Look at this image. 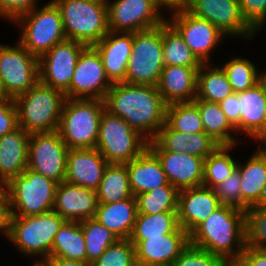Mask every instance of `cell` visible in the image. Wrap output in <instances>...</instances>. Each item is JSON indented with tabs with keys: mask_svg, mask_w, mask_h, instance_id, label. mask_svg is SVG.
Here are the masks:
<instances>
[{
	"mask_svg": "<svg viewBox=\"0 0 266 266\" xmlns=\"http://www.w3.org/2000/svg\"><path fill=\"white\" fill-rule=\"evenodd\" d=\"M105 109L124 119L148 141L166 123V107L157 86L115 83L104 99Z\"/></svg>",
	"mask_w": 266,
	"mask_h": 266,
	"instance_id": "obj_1",
	"label": "cell"
},
{
	"mask_svg": "<svg viewBox=\"0 0 266 266\" xmlns=\"http://www.w3.org/2000/svg\"><path fill=\"white\" fill-rule=\"evenodd\" d=\"M189 243L226 261L240 258L246 248L245 212L222 205L189 234Z\"/></svg>",
	"mask_w": 266,
	"mask_h": 266,
	"instance_id": "obj_2",
	"label": "cell"
},
{
	"mask_svg": "<svg viewBox=\"0 0 266 266\" xmlns=\"http://www.w3.org/2000/svg\"><path fill=\"white\" fill-rule=\"evenodd\" d=\"M65 220L55 211L36 216H8L7 239L26 256L41 258L44 263L51 254L56 233Z\"/></svg>",
	"mask_w": 266,
	"mask_h": 266,
	"instance_id": "obj_3",
	"label": "cell"
},
{
	"mask_svg": "<svg viewBox=\"0 0 266 266\" xmlns=\"http://www.w3.org/2000/svg\"><path fill=\"white\" fill-rule=\"evenodd\" d=\"M57 185L26 168L5 185L8 216H36L52 211Z\"/></svg>",
	"mask_w": 266,
	"mask_h": 266,
	"instance_id": "obj_4",
	"label": "cell"
},
{
	"mask_svg": "<svg viewBox=\"0 0 266 266\" xmlns=\"http://www.w3.org/2000/svg\"><path fill=\"white\" fill-rule=\"evenodd\" d=\"M66 99L60 90L38 81L14 99L19 127L28 133L56 131Z\"/></svg>",
	"mask_w": 266,
	"mask_h": 266,
	"instance_id": "obj_5",
	"label": "cell"
},
{
	"mask_svg": "<svg viewBox=\"0 0 266 266\" xmlns=\"http://www.w3.org/2000/svg\"><path fill=\"white\" fill-rule=\"evenodd\" d=\"M104 109V100L66 99L57 131L69 149L96 147Z\"/></svg>",
	"mask_w": 266,
	"mask_h": 266,
	"instance_id": "obj_6",
	"label": "cell"
},
{
	"mask_svg": "<svg viewBox=\"0 0 266 266\" xmlns=\"http://www.w3.org/2000/svg\"><path fill=\"white\" fill-rule=\"evenodd\" d=\"M52 1L61 12L67 40L93 46L109 32L106 0Z\"/></svg>",
	"mask_w": 266,
	"mask_h": 266,
	"instance_id": "obj_7",
	"label": "cell"
},
{
	"mask_svg": "<svg viewBox=\"0 0 266 266\" xmlns=\"http://www.w3.org/2000/svg\"><path fill=\"white\" fill-rule=\"evenodd\" d=\"M13 23L21 27L17 41L38 58L67 39L61 12L52 0L21 15Z\"/></svg>",
	"mask_w": 266,
	"mask_h": 266,
	"instance_id": "obj_8",
	"label": "cell"
},
{
	"mask_svg": "<svg viewBox=\"0 0 266 266\" xmlns=\"http://www.w3.org/2000/svg\"><path fill=\"white\" fill-rule=\"evenodd\" d=\"M148 142L124 119L104 109L95 148L108 163L130 162L148 147Z\"/></svg>",
	"mask_w": 266,
	"mask_h": 266,
	"instance_id": "obj_9",
	"label": "cell"
},
{
	"mask_svg": "<svg viewBox=\"0 0 266 266\" xmlns=\"http://www.w3.org/2000/svg\"><path fill=\"white\" fill-rule=\"evenodd\" d=\"M125 83L157 86L164 68L162 24L133 33Z\"/></svg>",
	"mask_w": 266,
	"mask_h": 266,
	"instance_id": "obj_10",
	"label": "cell"
},
{
	"mask_svg": "<svg viewBox=\"0 0 266 266\" xmlns=\"http://www.w3.org/2000/svg\"><path fill=\"white\" fill-rule=\"evenodd\" d=\"M13 45L0 43V79L6 96L15 99L39 81V63L18 41Z\"/></svg>",
	"mask_w": 266,
	"mask_h": 266,
	"instance_id": "obj_11",
	"label": "cell"
},
{
	"mask_svg": "<svg viewBox=\"0 0 266 266\" xmlns=\"http://www.w3.org/2000/svg\"><path fill=\"white\" fill-rule=\"evenodd\" d=\"M68 152L57 130L30 133L27 168L62 183L66 178Z\"/></svg>",
	"mask_w": 266,
	"mask_h": 266,
	"instance_id": "obj_12",
	"label": "cell"
},
{
	"mask_svg": "<svg viewBox=\"0 0 266 266\" xmlns=\"http://www.w3.org/2000/svg\"><path fill=\"white\" fill-rule=\"evenodd\" d=\"M86 44L74 40H65L38 58L39 81L60 90L70 98V83L74 69Z\"/></svg>",
	"mask_w": 266,
	"mask_h": 266,
	"instance_id": "obj_13",
	"label": "cell"
},
{
	"mask_svg": "<svg viewBox=\"0 0 266 266\" xmlns=\"http://www.w3.org/2000/svg\"><path fill=\"white\" fill-rule=\"evenodd\" d=\"M184 7L193 15L206 19L224 35L252 39L258 34L244 19L239 0H189Z\"/></svg>",
	"mask_w": 266,
	"mask_h": 266,
	"instance_id": "obj_14",
	"label": "cell"
},
{
	"mask_svg": "<svg viewBox=\"0 0 266 266\" xmlns=\"http://www.w3.org/2000/svg\"><path fill=\"white\" fill-rule=\"evenodd\" d=\"M112 32L134 33L158 26L167 19L152 0H106Z\"/></svg>",
	"mask_w": 266,
	"mask_h": 266,
	"instance_id": "obj_15",
	"label": "cell"
},
{
	"mask_svg": "<svg viewBox=\"0 0 266 266\" xmlns=\"http://www.w3.org/2000/svg\"><path fill=\"white\" fill-rule=\"evenodd\" d=\"M167 21L180 33L201 63H209L212 50L222 38H227L208 20L193 15L184 6L172 12Z\"/></svg>",
	"mask_w": 266,
	"mask_h": 266,
	"instance_id": "obj_16",
	"label": "cell"
},
{
	"mask_svg": "<svg viewBox=\"0 0 266 266\" xmlns=\"http://www.w3.org/2000/svg\"><path fill=\"white\" fill-rule=\"evenodd\" d=\"M112 85L100 54L93 46H87L81 52L74 69L70 98L104 100Z\"/></svg>",
	"mask_w": 266,
	"mask_h": 266,
	"instance_id": "obj_17",
	"label": "cell"
},
{
	"mask_svg": "<svg viewBox=\"0 0 266 266\" xmlns=\"http://www.w3.org/2000/svg\"><path fill=\"white\" fill-rule=\"evenodd\" d=\"M148 147L159 158L169 184L178 190L203 185L205 159L182 152L165 151L154 140L148 142Z\"/></svg>",
	"mask_w": 266,
	"mask_h": 266,
	"instance_id": "obj_18",
	"label": "cell"
},
{
	"mask_svg": "<svg viewBox=\"0 0 266 266\" xmlns=\"http://www.w3.org/2000/svg\"><path fill=\"white\" fill-rule=\"evenodd\" d=\"M130 241L135 246L138 266H172L189 244V234L180 227L175 233L162 237Z\"/></svg>",
	"mask_w": 266,
	"mask_h": 266,
	"instance_id": "obj_19",
	"label": "cell"
},
{
	"mask_svg": "<svg viewBox=\"0 0 266 266\" xmlns=\"http://www.w3.org/2000/svg\"><path fill=\"white\" fill-rule=\"evenodd\" d=\"M221 206L213 188L202 185L179 190L177 209L179 226L190 234Z\"/></svg>",
	"mask_w": 266,
	"mask_h": 266,
	"instance_id": "obj_20",
	"label": "cell"
},
{
	"mask_svg": "<svg viewBox=\"0 0 266 266\" xmlns=\"http://www.w3.org/2000/svg\"><path fill=\"white\" fill-rule=\"evenodd\" d=\"M97 192L93 189L66 183L56 188L53 211L65 221L94 218L97 210Z\"/></svg>",
	"mask_w": 266,
	"mask_h": 266,
	"instance_id": "obj_21",
	"label": "cell"
},
{
	"mask_svg": "<svg viewBox=\"0 0 266 266\" xmlns=\"http://www.w3.org/2000/svg\"><path fill=\"white\" fill-rule=\"evenodd\" d=\"M108 162L96 149H69L65 182L97 190Z\"/></svg>",
	"mask_w": 266,
	"mask_h": 266,
	"instance_id": "obj_22",
	"label": "cell"
},
{
	"mask_svg": "<svg viewBox=\"0 0 266 266\" xmlns=\"http://www.w3.org/2000/svg\"><path fill=\"white\" fill-rule=\"evenodd\" d=\"M133 44V33L109 31L93 47L101 56L105 73L112 84L125 82Z\"/></svg>",
	"mask_w": 266,
	"mask_h": 266,
	"instance_id": "obj_23",
	"label": "cell"
},
{
	"mask_svg": "<svg viewBox=\"0 0 266 266\" xmlns=\"http://www.w3.org/2000/svg\"><path fill=\"white\" fill-rule=\"evenodd\" d=\"M200 67L164 66L157 85L164 102H192L197 96Z\"/></svg>",
	"mask_w": 266,
	"mask_h": 266,
	"instance_id": "obj_24",
	"label": "cell"
},
{
	"mask_svg": "<svg viewBox=\"0 0 266 266\" xmlns=\"http://www.w3.org/2000/svg\"><path fill=\"white\" fill-rule=\"evenodd\" d=\"M239 96V134L245 133L256 142L266 136V94L257 83L250 89L238 93Z\"/></svg>",
	"mask_w": 266,
	"mask_h": 266,
	"instance_id": "obj_25",
	"label": "cell"
},
{
	"mask_svg": "<svg viewBox=\"0 0 266 266\" xmlns=\"http://www.w3.org/2000/svg\"><path fill=\"white\" fill-rule=\"evenodd\" d=\"M163 150L182 152L206 159L220 144L210 135L202 133L185 134L173 130L165 123L153 139Z\"/></svg>",
	"mask_w": 266,
	"mask_h": 266,
	"instance_id": "obj_26",
	"label": "cell"
},
{
	"mask_svg": "<svg viewBox=\"0 0 266 266\" xmlns=\"http://www.w3.org/2000/svg\"><path fill=\"white\" fill-rule=\"evenodd\" d=\"M29 136L18 127L0 138V180L5 185L28 167Z\"/></svg>",
	"mask_w": 266,
	"mask_h": 266,
	"instance_id": "obj_27",
	"label": "cell"
},
{
	"mask_svg": "<svg viewBox=\"0 0 266 266\" xmlns=\"http://www.w3.org/2000/svg\"><path fill=\"white\" fill-rule=\"evenodd\" d=\"M127 170L130 189L134 196L169 183L159 158L149 147L127 163Z\"/></svg>",
	"mask_w": 266,
	"mask_h": 266,
	"instance_id": "obj_28",
	"label": "cell"
},
{
	"mask_svg": "<svg viewBox=\"0 0 266 266\" xmlns=\"http://www.w3.org/2000/svg\"><path fill=\"white\" fill-rule=\"evenodd\" d=\"M236 168L241 177V211L245 212L259 203L266 183V152L259 146L245 164L238 162Z\"/></svg>",
	"mask_w": 266,
	"mask_h": 266,
	"instance_id": "obj_29",
	"label": "cell"
},
{
	"mask_svg": "<svg viewBox=\"0 0 266 266\" xmlns=\"http://www.w3.org/2000/svg\"><path fill=\"white\" fill-rule=\"evenodd\" d=\"M137 216L135 196L126 200L103 204L98 203L95 219L111 230L118 239H129Z\"/></svg>",
	"mask_w": 266,
	"mask_h": 266,
	"instance_id": "obj_30",
	"label": "cell"
},
{
	"mask_svg": "<svg viewBox=\"0 0 266 266\" xmlns=\"http://www.w3.org/2000/svg\"><path fill=\"white\" fill-rule=\"evenodd\" d=\"M197 105L204 133L210 135L220 145L237 146L238 139H235V127L229 122L219 103L205 100H193Z\"/></svg>",
	"mask_w": 266,
	"mask_h": 266,
	"instance_id": "obj_31",
	"label": "cell"
},
{
	"mask_svg": "<svg viewBox=\"0 0 266 266\" xmlns=\"http://www.w3.org/2000/svg\"><path fill=\"white\" fill-rule=\"evenodd\" d=\"M96 192L98 203L103 204L115 203L133 197L129 185L127 163H109Z\"/></svg>",
	"mask_w": 266,
	"mask_h": 266,
	"instance_id": "obj_32",
	"label": "cell"
},
{
	"mask_svg": "<svg viewBox=\"0 0 266 266\" xmlns=\"http://www.w3.org/2000/svg\"><path fill=\"white\" fill-rule=\"evenodd\" d=\"M50 257L87 263L84 234L79 221H65L55 235Z\"/></svg>",
	"mask_w": 266,
	"mask_h": 266,
	"instance_id": "obj_33",
	"label": "cell"
},
{
	"mask_svg": "<svg viewBox=\"0 0 266 266\" xmlns=\"http://www.w3.org/2000/svg\"><path fill=\"white\" fill-rule=\"evenodd\" d=\"M202 63L198 70L197 96L194 100L219 103L233 93L221 66Z\"/></svg>",
	"mask_w": 266,
	"mask_h": 266,
	"instance_id": "obj_34",
	"label": "cell"
},
{
	"mask_svg": "<svg viewBox=\"0 0 266 266\" xmlns=\"http://www.w3.org/2000/svg\"><path fill=\"white\" fill-rule=\"evenodd\" d=\"M162 45L164 66H201L183 37L167 20L162 23Z\"/></svg>",
	"mask_w": 266,
	"mask_h": 266,
	"instance_id": "obj_35",
	"label": "cell"
},
{
	"mask_svg": "<svg viewBox=\"0 0 266 266\" xmlns=\"http://www.w3.org/2000/svg\"><path fill=\"white\" fill-rule=\"evenodd\" d=\"M180 228L177 212L153 215L137 214L130 240H145L147 237H162L175 233Z\"/></svg>",
	"mask_w": 266,
	"mask_h": 266,
	"instance_id": "obj_36",
	"label": "cell"
},
{
	"mask_svg": "<svg viewBox=\"0 0 266 266\" xmlns=\"http://www.w3.org/2000/svg\"><path fill=\"white\" fill-rule=\"evenodd\" d=\"M179 190L171 184L135 195L137 214L177 212Z\"/></svg>",
	"mask_w": 266,
	"mask_h": 266,
	"instance_id": "obj_37",
	"label": "cell"
},
{
	"mask_svg": "<svg viewBox=\"0 0 266 266\" xmlns=\"http://www.w3.org/2000/svg\"><path fill=\"white\" fill-rule=\"evenodd\" d=\"M84 234L87 264L94 263L118 238L95 218L80 221Z\"/></svg>",
	"mask_w": 266,
	"mask_h": 266,
	"instance_id": "obj_38",
	"label": "cell"
},
{
	"mask_svg": "<svg viewBox=\"0 0 266 266\" xmlns=\"http://www.w3.org/2000/svg\"><path fill=\"white\" fill-rule=\"evenodd\" d=\"M235 146L220 145L204 161L203 186L215 188L225 181L237 167L235 159L229 155ZM229 152V153H228Z\"/></svg>",
	"mask_w": 266,
	"mask_h": 266,
	"instance_id": "obj_39",
	"label": "cell"
},
{
	"mask_svg": "<svg viewBox=\"0 0 266 266\" xmlns=\"http://www.w3.org/2000/svg\"><path fill=\"white\" fill-rule=\"evenodd\" d=\"M166 123L173 130L185 134L204 132L199 109L193 101L167 105Z\"/></svg>",
	"mask_w": 266,
	"mask_h": 266,
	"instance_id": "obj_40",
	"label": "cell"
},
{
	"mask_svg": "<svg viewBox=\"0 0 266 266\" xmlns=\"http://www.w3.org/2000/svg\"><path fill=\"white\" fill-rule=\"evenodd\" d=\"M231 85L233 93L243 92L259 81V70L247 58L235 57L221 66Z\"/></svg>",
	"mask_w": 266,
	"mask_h": 266,
	"instance_id": "obj_41",
	"label": "cell"
},
{
	"mask_svg": "<svg viewBox=\"0 0 266 266\" xmlns=\"http://www.w3.org/2000/svg\"><path fill=\"white\" fill-rule=\"evenodd\" d=\"M246 248L266 250V207H250L245 211Z\"/></svg>",
	"mask_w": 266,
	"mask_h": 266,
	"instance_id": "obj_42",
	"label": "cell"
},
{
	"mask_svg": "<svg viewBox=\"0 0 266 266\" xmlns=\"http://www.w3.org/2000/svg\"><path fill=\"white\" fill-rule=\"evenodd\" d=\"M91 266H138L130 239H118Z\"/></svg>",
	"mask_w": 266,
	"mask_h": 266,
	"instance_id": "obj_43",
	"label": "cell"
},
{
	"mask_svg": "<svg viewBox=\"0 0 266 266\" xmlns=\"http://www.w3.org/2000/svg\"><path fill=\"white\" fill-rule=\"evenodd\" d=\"M172 266H227V261L189 243Z\"/></svg>",
	"mask_w": 266,
	"mask_h": 266,
	"instance_id": "obj_44",
	"label": "cell"
},
{
	"mask_svg": "<svg viewBox=\"0 0 266 266\" xmlns=\"http://www.w3.org/2000/svg\"><path fill=\"white\" fill-rule=\"evenodd\" d=\"M241 177L237 168L223 182L214 189L221 205L230 206L241 210Z\"/></svg>",
	"mask_w": 266,
	"mask_h": 266,
	"instance_id": "obj_45",
	"label": "cell"
},
{
	"mask_svg": "<svg viewBox=\"0 0 266 266\" xmlns=\"http://www.w3.org/2000/svg\"><path fill=\"white\" fill-rule=\"evenodd\" d=\"M245 21L258 33L266 24V0H239Z\"/></svg>",
	"mask_w": 266,
	"mask_h": 266,
	"instance_id": "obj_46",
	"label": "cell"
},
{
	"mask_svg": "<svg viewBox=\"0 0 266 266\" xmlns=\"http://www.w3.org/2000/svg\"><path fill=\"white\" fill-rule=\"evenodd\" d=\"M38 0H0V18L13 23L21 15L37 8Z\"/></svg>",
	"mask_w": 266,
	"mask_h": 266,
	"instance_id": "obj_47",
	"label": "cell"
},
{
	"mask_svg": "<svg viewBox=\"0 0 266 266\" xmlns=\"http://www.w3.org/2000/svg\"><path fill=\"white\" fill-rule=\"evenodd\" d=\"M18 113L14 98L0 100V138L18 128Z\"/></svg>",
	"mask_w": 266,
	"mask_h": 266,
	"instance_id": "obj_48",
	"label": "cell"
},
{
	"mask_svg": "<svg viewBox=\"0 0 266 266\" xmlns=\"http://www.w3.org/2000/svg\"><path fill=\"white\" fill-rule=\"evenodd\" d=\"M222 111L225 113L229 122L235 127L236 133L239 134V96L238 93H232L227 96L224 100L219 102Z\"/></svg>",
	"mask_w": 266,
	"mask_h": 266,
	"instance_id": "obj_49",
	"label": "cell"
},
{
	"mask_svg": "<svg viewBox=\"0 0 266 266\" xmlns=\"http://www.w3.org/2000/svg\"><path fill=\"white\" fill-rule=\"evenodd\" d=\"M240 258L248 266H266V250L245 248Z\"/></svg>",
	"mask_w": 266,
	"mask_h": 266,
	"instance_id": "obj_50",
	"label": "cell"
},
{
	"mask_svg": "<svg viewBox=\"0 0 266 266\" xmlns=\"http://www.w3.org/2000/svg\"><path fill=\"white\" fill-rule=\"evenodd\" d=\"M44 264L46 266H91L87 263L60 257H49Z\"/></svg>",
	"mask_w": 266,
	"mask_h": 266,
	"instance_id": "obj_51",
	"label": "cell"
},
{
	"mask_svg": "<svg viewBox=\"0 0 266 266\" xmlns=\"http://www.w3.org/2000/svg\"><path fill=\"white\" fill-rule=\"evenodd\" d=\"M158 7L163 10V8L170 9V12H175L179 8L183 7L181 0H152ZM163 7V8H162Z\"/></svg>",
	"mask_w": 266,
	"mask_h": 266,
	"instance_id": "obj_52",
	"label": "cell"
},
{
	"mask_svg": "<svg viewBox=\"0 0 266 266\" xmlns=\"http://www.w3.org/2000/svg\"><path fill=\"white\" fill-rule=\"evenodd\" d=\"M8 207L7 203H0V232L6 236L8 228Z\"/></svg>",
	"mask_w": 266,
	"mask_h": 266,
	"instance_id": "obj_53",
	"label": "cell"
},
{
	"mask_svg": "<svg viewBox=\"0 0 266 266\" xmlns=\"http://www.w3.org/2000/svg\"><path fill=\"white\" fill-rule=\"evenodd\" d=\"M255 207H266V183L263 186L259 203Z\"/></svg>",
	"mask_w": 266,
	"mask_h": 266,
	"instance_id": "obj_54",
	"label": "cell"
},
{
	"mask_svg": "<svg viewBox=\"0 0 266 266\" xmlns=\"http://www.w3.org/2000/svg\"><path fill=\"white\" fill-rule=\"evenodd\" d=\"M227 266H248L241 258H235L227 261Z\"/></svg>",
	"mask_w": 266,
	"mask_h": 266,
	"instance_id": "obj_55",
	"label": "cell"
},
{
	"mask_svg": "<svg viewBox=\"0 0 266 266\" xmlns=\"http://www.w3.org/2000/svg\"><path fill=\"white\" fill-rule=\"evenodd\" d=\"M266 70V69H265ZM258 83L262 86L265 94H266V71L265 72H261L259 71V81Z\"/></svg>",
	"mask_w": 266,
	"mask_h": 266,
	"instance_id": "obj_56",
	"label": "cell"
},
{
	"mask_svg": "<svg viewBox=\"0 0 266 266\" xmlns=\"http://www.w3.org/2000/svg\"><path fill=\"white\" fill-rule=\"evenodd\" d=\"M0 203H7L5 197V184L0 180Z\"/></svg>",
	"mask_w": 266,
	"mask_h": 266,
	"instance_id": "obj_57",
	"label": "cell"
},
{
	"mask_svg": "<svg viewBox=\"0 0 266 266\" xmlns=\"http://www.w3.org/2000/svg\"><path fill=\"white\" fill-rule=\"evenodd\" d=\"M3 98H7V96L4 92V89H3L2 84H1V79H0V100Z\"/></svg>",
	"mask_w": 266,
	"mask_h": 266,
	"instance_id": "obj_58",
	"label": "cell"
},
{
	"mask_svg": "<svg viewBox=\"0 0 266 266\" xmlns=\"http://www.w3.org/2000/svg\"><path fill=\"white\" fill-rule=\"evenodd\" d=\"M262 142H260L261 144V148L266 152V136L261 140Z\"/></svg>",
	"mask_w": 266,
	"mask_h": 266,
	"instance_id": "obj_59",
	"label": "cell"
},
{
	"mask_svg": "<svg viewBox=\"0 0 266 266\" xmlns=\"http://www.w3.org/2000/svg\"><path fill=\"white\" fill-rule=\"evenodd\" d=\"M33 266H46L44 263H37V261H33Z\"/></svg>",
	"mask_w": 266,
	"mask_h": 266,
	"instance_id": "obj_60",
	"label": "cell"
},
{
	"mask_svg": "<svg viewBox=\"0 0 266 266\" xmlns=\"http://www.w3.org/2000/svg\"><path fill=\"white\" fill-rule=\"evenodd\" d=\"M189 0H181L183 6L188 2Z\"/></svg>",
	"mask_w": 266,
	"mask_h": 266,
	"instance_id": "obj_61",
	"label": "cell"
}]
</instances>
